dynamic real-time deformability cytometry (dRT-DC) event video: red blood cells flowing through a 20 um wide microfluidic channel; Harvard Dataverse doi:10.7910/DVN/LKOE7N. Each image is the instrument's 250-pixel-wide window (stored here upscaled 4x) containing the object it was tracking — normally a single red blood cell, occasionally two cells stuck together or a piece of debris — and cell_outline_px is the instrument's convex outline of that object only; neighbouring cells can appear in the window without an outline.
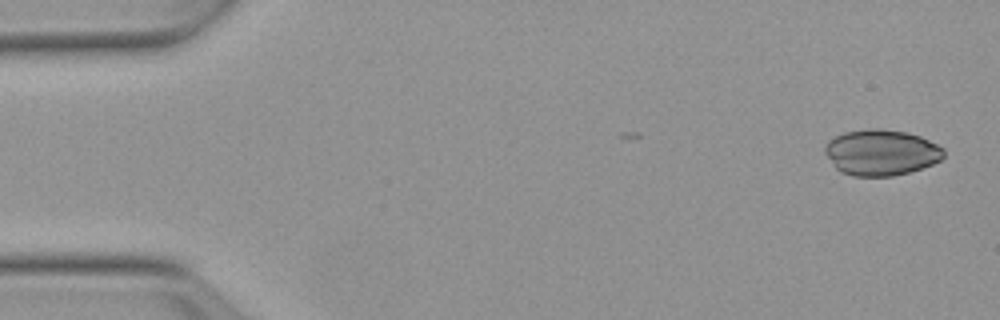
{"species": "Egyptian fruit bat (a non-hibernating species)", "species_latin": "Rousettus aegyptiacus", "temperature_condition": "warm", "stored_images_in_passage": 7, "camera_frame_rate_fps": 3000, "um_per_image_px": 0.085, "animal": {"sex": "female"}, "frame": {"image": 1, "passage_image": 1, "time_ms": 0.0, "image_size_px": [1000, 320], "cell_outline_px": [[944, 156], [940, 160], [932, 164], [908, 172], [892, 176], [852, 176], [840, 172], [836, 168], [824, 152], [824, 144], [828, 140], [844, 132], [868, 128], [880, 128], [908, 132], [920, 136], [944, 148]], "centroid_in_image_um": [74.87, 12.95], "position_along_channel_um": 10.1, "area_um2": 31.91}}